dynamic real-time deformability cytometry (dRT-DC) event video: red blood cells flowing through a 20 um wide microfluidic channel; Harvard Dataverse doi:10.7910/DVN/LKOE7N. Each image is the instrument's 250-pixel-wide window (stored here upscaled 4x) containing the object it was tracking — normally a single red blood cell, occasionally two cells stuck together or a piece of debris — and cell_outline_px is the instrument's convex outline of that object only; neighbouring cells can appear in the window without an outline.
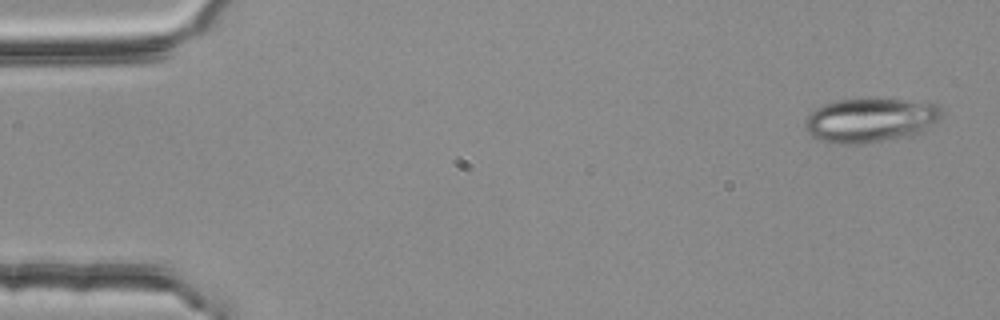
{"species": "common noctule bat (a hibernating species)", "species_latin": "Nyctalus noctula", "temperature_condition": "room temperature", "stored_images_in_passage": 3, "camera_frame_rate_fps": 3000, "um_per_image_px": 0.085, "animal": {"sex": "female", "body_mass_g": 25.1}, "frame": {"image": 1, "passage_image": 1, "time_ms": 0.0, "image_size_px": [1000, 320], "cell_outline_px": [[940, 116], [924, 132], [880, 140], [852, 144], [844, 144], [824, 140], [812, 136], [804, 128], [804, 120], [816, 108], [824, 104], [840, 100], [904, 100], [940, 104]], "centroid_in_image_um": [73.96, 10.2], "position_along_channel_um": 11.0, "area_um2": 34.16}}